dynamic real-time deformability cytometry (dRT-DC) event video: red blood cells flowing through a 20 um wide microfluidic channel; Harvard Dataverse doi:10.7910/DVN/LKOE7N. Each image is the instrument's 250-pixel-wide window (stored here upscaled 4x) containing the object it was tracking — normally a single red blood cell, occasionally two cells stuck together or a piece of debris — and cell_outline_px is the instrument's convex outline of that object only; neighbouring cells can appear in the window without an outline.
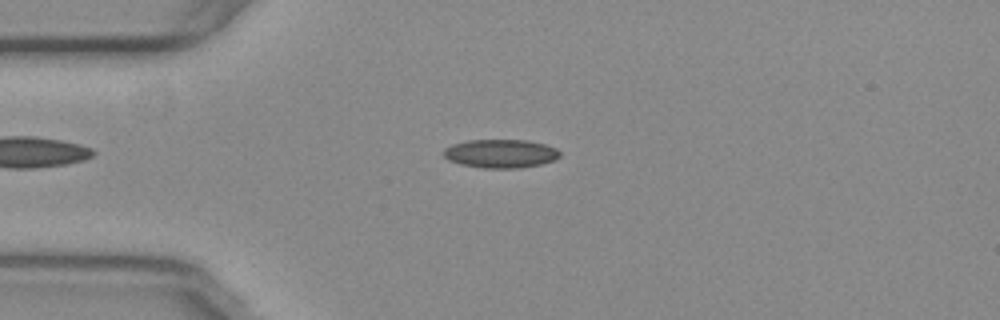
{"species": "common noctule bat (a hibernating species)", "species_latin": "Nyctalus noctula", "temperature_condition": "warm", "stored_images_in_passage": 48, "camera_frame_rate_fps": 3000, "um_per_image_px": 0.085, "animal": {"sex": "female", "body_mass_g": 29.2, "forearm_length_mm": 56.3}, "frame": {"image": 1, "passage_image": 7, "time_ms": 2.0, "image_size_px": [1000, 320], "cell_outline_px": [[560, 156], [556, 160], [540, 164], [520, 168], [484, 168], [460, 164], [448, 160], [444, 156], [444, 148], [452, 144], [468, 140], [528, 140], [544, 144], [556, 148], [560, 152]], "centroid_in_image_um": [42.56, 13.05], "position_along_channel_um": 42.4, "area_um2": 19.42}}
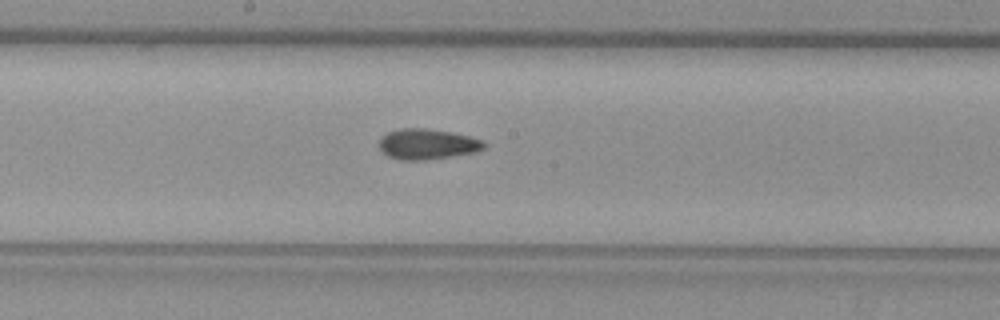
{"frame": {"image": 2, "passage_image": 22, "time_ms": 7.0, "image_size_px": [1000, 320], "cell_outline_px": [[488, 144], [484, 148], [476, 152], [452, 156], [424, 160], [400, 160], [388, 156], [380, 152], [380, 136], [388, 132], [400, 128], [424, 128], [452, 132], [484, 140]], "centroid_in_image_um": [36.32, 12.25], "position_along_channel_um": 211.9, "area_um2": 18.84}}
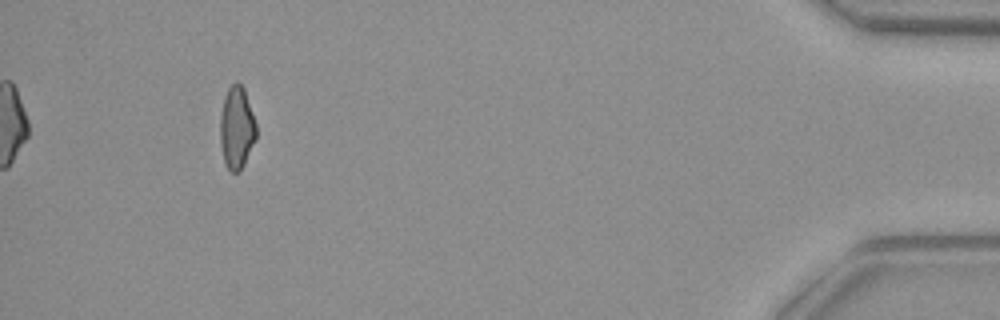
{"frame": {"image": 3, "passage_image": 44, "time_ms": 14.333, "image_size_px": [1000, 320], "cell_outline_px": [[256, 140], [240, 172], [232, 172], [224, 164], [220, 144], [220, 116], [224, 96], [228, 88], [236, 80], [244, 88], [256, 124]], "centroid_in_image_um": [20.11, 10.87], "position_along_channel_um": 415.1, "area_um2": 17.51}, "authors_computed_cell_mechanics": {"area_um2": 18.2648, "velocity_mm_per_s": 3.7856, "shape_relaxation_time_tau1_ms": null, "shape_relaxation_time_tau2_ms": 3.4735, "deformation_change_tau1": null, "deformation_change_tau2": 0.1036}}